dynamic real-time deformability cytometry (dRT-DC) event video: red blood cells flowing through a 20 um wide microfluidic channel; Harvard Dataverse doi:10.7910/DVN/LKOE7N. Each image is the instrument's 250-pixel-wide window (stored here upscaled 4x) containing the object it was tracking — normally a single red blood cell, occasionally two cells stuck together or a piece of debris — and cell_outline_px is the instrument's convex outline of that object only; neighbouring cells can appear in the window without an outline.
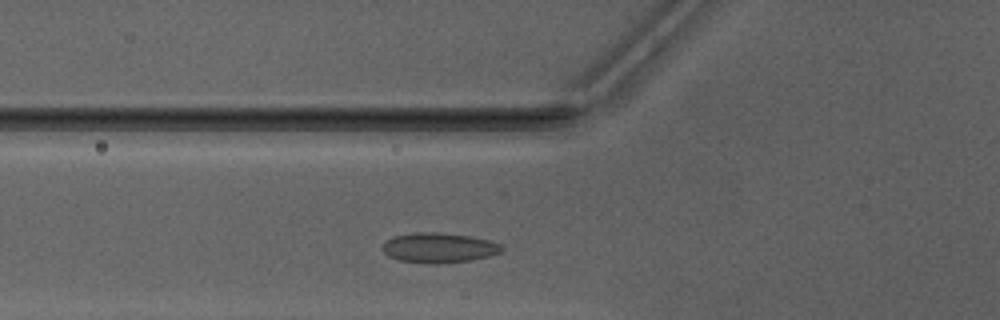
{"species": "Egyptian fruit bat (a non-hibernating species)", "species_latin": "Rousettus aegyptiacus", "temperature_condition": "warm", "stored_images_in_passage": 29, "camera_frame_rate_fps": 3000, "um_per_image_px": 0.085, "animal": {"sex": "male"}, "frame": {"image": 1, "passage_image": 7, "time_ms": 2.0, "image_size_px": [1000, 320], "cell_outline_px": [[504, 248], [500, 252], [488, 256], [472, 260], [440, 264], [424, 264], [396, 260], [388, 256], [380, 248], [392, 236], [412, 232], [440, 232], [472, 236], [492, 240], [500, 244]], "centroid_in_image_um": [37.29, 21.06], "position_along_channel_um": 88.5, "area_um2": 21.33}}
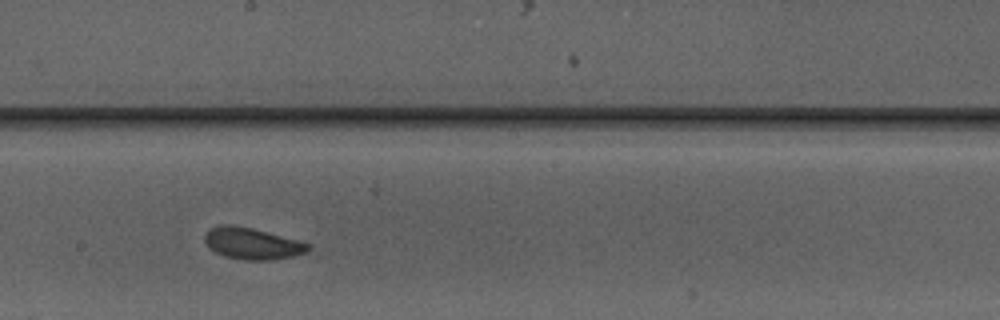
{"frame": {"image": 2, "passage_image": 17, "time_ms": 5.333, "image_size_px": [1000, 320], "cell_outline_px": [[312, 248], [296, 256], [276, 260], [244, 260], [224, 256], [208, 248], [204, 240], [204, 236], [208, 228], [216, 224], [232, 224], [252, 228], [312, 244]], "centroid_in_image_um": [21.41, 20.69], "position_along_channel_um": 226.8, "area_um2": 19.36}}
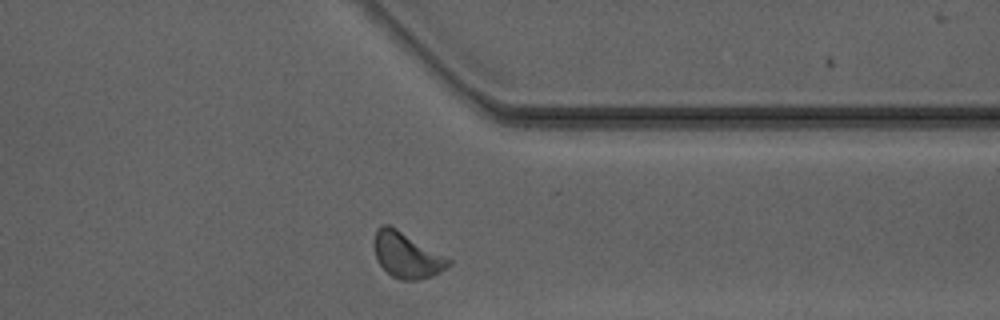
{"frame": {"image": 3, "passage_image": 28, "time_ms": 9.0, "image_size_px": [1000, 320], "cell_outline_px": [[452, 264], [448, 268], [432, 276], [416, 280], [400, 280], [392, 276], [380, 264], [376, 256], [372, 244], [372, 240], [376, 228], [380, 224], [388, 224], [396, 228], [452, 260]], "centroid_in_image_um": [34.55, 21.67], "position_along_channel_um": 376.9, "area_um2": 19.83}, "authors_computed_cell_mechanics": {"area_um2": 18.9584, "velocity_mm_per_s": 4.1449, "shape_relaxation_time_tau1_ms": 2.8928, "shape_relaxation_time_tau2_ms": null, "deformation_change_tau1": 0.0846, "deformation_change_tau2": null}}